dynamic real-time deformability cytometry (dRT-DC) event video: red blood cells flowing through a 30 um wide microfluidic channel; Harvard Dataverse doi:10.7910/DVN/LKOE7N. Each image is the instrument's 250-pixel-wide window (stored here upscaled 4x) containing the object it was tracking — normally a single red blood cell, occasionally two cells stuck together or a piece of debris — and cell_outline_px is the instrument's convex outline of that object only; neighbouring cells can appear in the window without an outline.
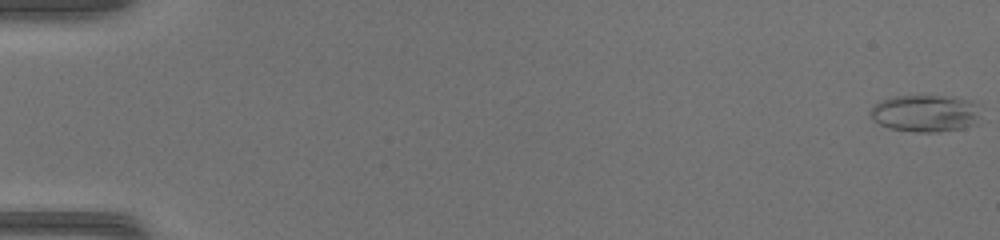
{"species": "common noctule bat (a hibernating species)", "species_latin": "Nyctalus noctula", "temperature_condition": "warm", "stored_images_in_passage": 49, "camera_frame_rate_fps": 3000, "um_per_image_px": 0.085, "animal": {"sex": "female", "body_mass_g": 17.0, "forearm_length_mm": 48.0}, "frame": {"image": 1, "passage_image": 1, "time_ms": 0.0, "image_size_px": [1000, 240], "cell_outline_px": [[980, 124], [964, 128], [936, 132], [916, 132], [888, 128], [880, 124], [868, 112], [880, 100], [892, 96], [952, 96], [972, 100], [980, 104]], "centroid_in_image_um": [78.75, 9.63], "position_along_channel_um": 6.2, "area_um2": 24.39}}
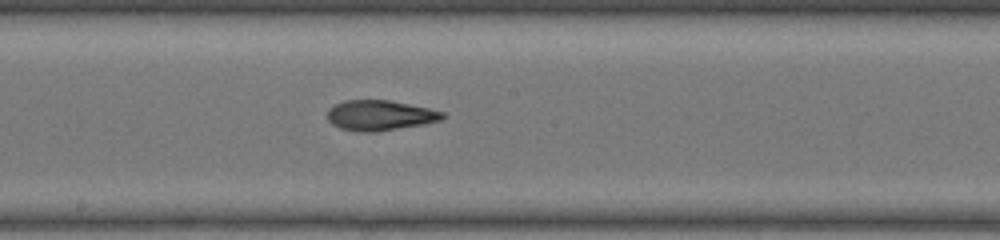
{"frame": {"image": 2, "passage_image": 28, "time_ms": 9.0, "image_size_px": [1000, 240], "cell_outline_px": [[448, 116], [440, 120], [424, 124], [372, 132], [360, 132], [340, 128], [332, 124], [328, 120], [328, 108], [344, 100], [388, 100], [428, 108], [444, 112]], "centroid_in_image_um": [32.29, 9.8], "position_along_channel_um": 215.9, "area_um2": 20.17}}
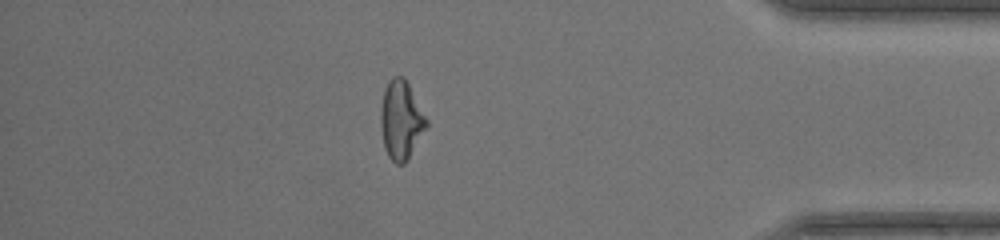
{"frame": {"image": 3, "passage_image": 43, "time_ms": 14.0, "image_size_px": [1000, 240], "cell_outline_px": [[428, 124], [408, 160], [404, 164], [396, 164], [388, 156], [384, 148], [380, 124], [380, 108], [384, 88], [388, 80], [392, 76], [404, 76], [428, 120]], "centroid_in_image_um": [34.07, 10.19], "position_along_channel_um": 401.1, "area_um2": 21.15}, "authors_computed_cell_mechanics": {"area_um2": 20.9814, "velocity_mm_per_s": 4.392, "shape_relaxation_time_tau1_ms": 10.7543, "shape_relaxation_time_tau2_ms": 2.0521, "deformation_change_tau1": 0.2993, "deformation_change_tau2": 0.093}}